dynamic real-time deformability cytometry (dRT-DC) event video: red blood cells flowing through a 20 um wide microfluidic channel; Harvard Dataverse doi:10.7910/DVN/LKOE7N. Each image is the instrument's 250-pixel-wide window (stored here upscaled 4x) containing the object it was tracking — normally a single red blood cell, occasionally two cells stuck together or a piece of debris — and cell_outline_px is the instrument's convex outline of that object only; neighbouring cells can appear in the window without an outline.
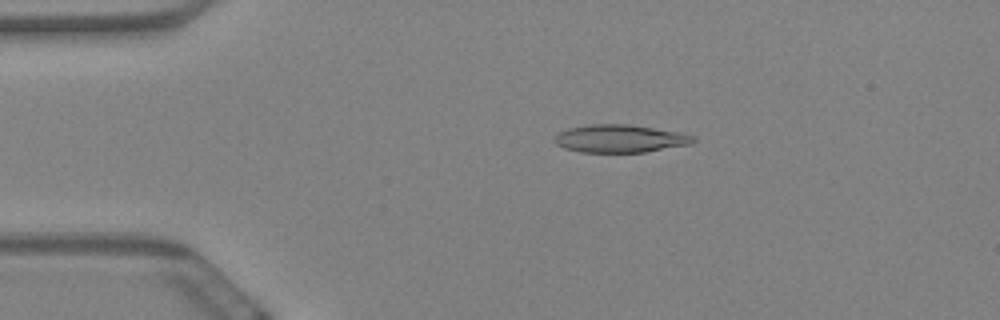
{"species": "Egyptian fruit bat (a non-hibernating species)", "species_latin": "Rousettus aegyptiacus", "temperature_condition": "warm", "stored_images_in_passage": 59, "camera_frame_rate_fps": 3000, "um_per_image_px": 0.085, "animal": {"sex": "female"}, "frame": {"image": 1, "passage_image": 12, "time_ms": 3.667, "image_size_px": [1000, 320], "cell_outline_px": [[696, 140], [692, 144], [644, 152], [580, 152], [564, 148], [556, 144], [556, 136], [560, 132], [568, 128], [592, 124], [628, 124], [676, 132], [696, 136]], "centroid_in_image_um": [52.72, 11.78], "position_along_channel_um": 32.3, "area_um2": 22.25}}
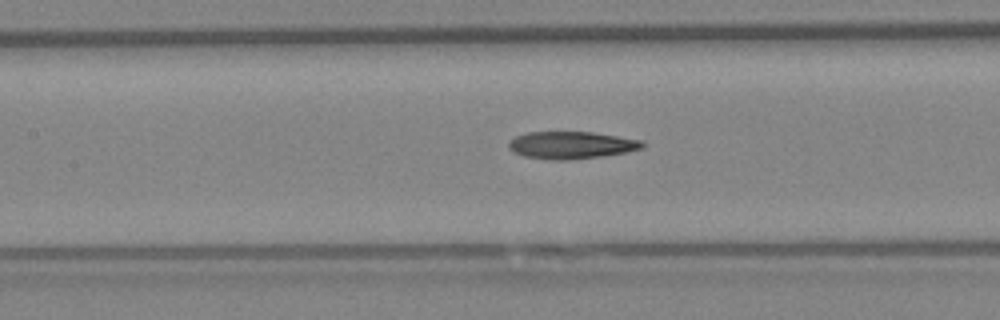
{"frame": {"image": 2, "passage_image": 27, "time_ms": 8.667, "image_size_px": [1000, 320], "cell_outline_px": [[644, 148], [624, 152], [600, 156], [564, 160], [548, 160], [524, 156], [508, 148], [508, 140], [516, 136], [528, 132], [592, 132], [644, 140]], "centroid_in_image_um": [48.55, 12.33], "position_along_channel_um": 158.8, "area_um2": 21.21}}
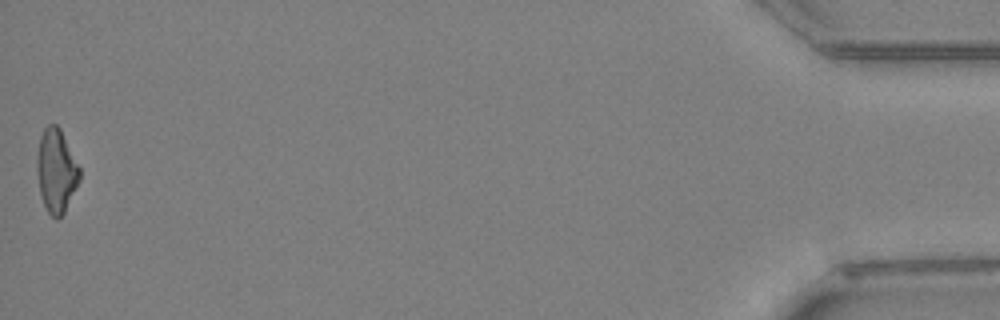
{"frame": {"image": 3, "passage_image": 59, "time_ms": 19.333, "image_size_px": [1000, 320], "cell_outline_px": [[80, 180], [64, 212], [56, 220], [48, 212], [40, 196], [36, 168], [36, 156], [40, 136], [44, 128], [48, 124], [56, 124], [60, 128], [80, 168]], "centroid_in_image_um": [4.76, 14.5], "position_along_channel_um": 430.4, "area_um2": 20.81}, "authors_computed_cell_mechanics": {"area_um2": 21.5016, "velocity_mm_per_s": 3.4689, "shape_relaxation_time_tau1_ms": null, "shape_relaxation_time_tau2_ms": 6.6991, "deformation_change_tau1": null, "deformation_change_tau2": 0.2046}}